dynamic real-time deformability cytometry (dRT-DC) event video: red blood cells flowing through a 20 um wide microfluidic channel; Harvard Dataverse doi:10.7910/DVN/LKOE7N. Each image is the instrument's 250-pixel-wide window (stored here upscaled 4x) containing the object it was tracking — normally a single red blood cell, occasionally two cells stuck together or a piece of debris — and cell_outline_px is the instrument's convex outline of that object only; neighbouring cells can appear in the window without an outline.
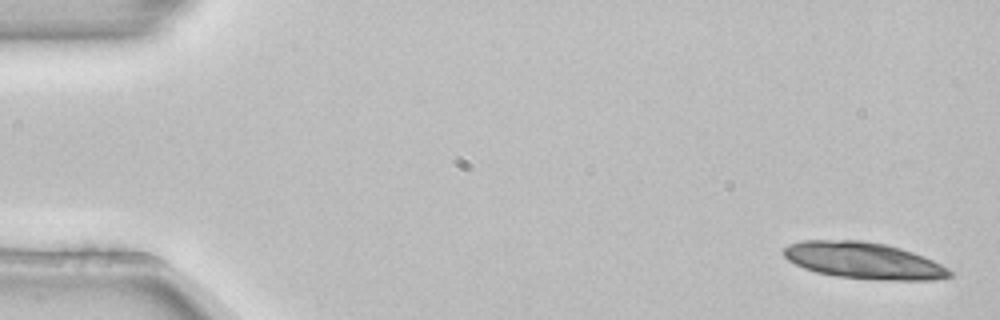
{"species": "common noctule bat (a hibernating species)", "species_latin": "Nyctalus noctula", "temperature_condition": "room temperature", "stored_images_in_passage": 7, "camera_frame_rate_fps": 3000, "um_per_image_px": 0.085, "animal": {"sex": "female", "body_mass_g": 22.7, "forearm_length_mm": 54.2}, "frame": {"image": 1, "passage_image": 1, "time_ms": 0.0, "image_size_px": [1000, 320], "cell_outline_px": [[952, 276], [936, 280], [880, 280], [836, 276], [816, 272], [804, 268], [788, 260], [784, 256], [784, 248], [788, 244], [800, 240], [864, 240], [884, 244], [900, 248], [924, 256], [948, 268], [952, 272]], "centroid_in_image_um": [73.41, 22.14], "position_along_channel_um": 11.6, "area_um2": 35.37}}